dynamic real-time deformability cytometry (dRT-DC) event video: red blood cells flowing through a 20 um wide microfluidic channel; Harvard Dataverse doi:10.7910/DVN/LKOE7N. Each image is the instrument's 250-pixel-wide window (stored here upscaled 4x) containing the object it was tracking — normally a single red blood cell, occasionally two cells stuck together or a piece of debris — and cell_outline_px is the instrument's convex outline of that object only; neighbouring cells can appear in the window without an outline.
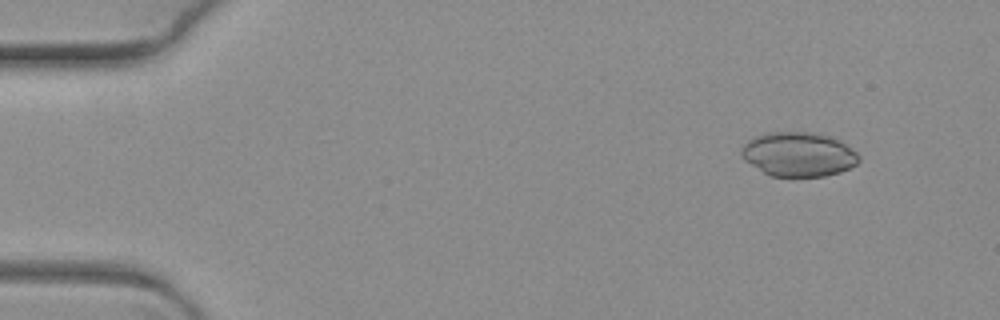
{"species": "common noctule bat (a hibernating species)", "species_latin": "Nyctalus noctula", "temperature_condition": "warm", "stored_images_in_passage": 7, "camera_frame_rate_fps": 3000, "um_per_image_px": 0.085, "animal": {"sex": "female", "body_mass_g": 19.3, "forearm_length_mm": 54.1}, "frame": {"image": 1, "passage_image": 2, "time_ms": 0.333, "image_size_px": [1000, 320], "cell_outline_px": [[860, 160], [856, 164], [840, 172], [824, 176], [772, 176], [764, 172], [744, 160], [740, 156], [740, 148], [748, 140], [764, 132], [808, 132], [828, 136], [840, 140], [856, 152], [860, 156]], "centroid_in_image_um": [67.85, 13.11], "position_along_channel_um": 17.2, "area_um2": 30.29}}